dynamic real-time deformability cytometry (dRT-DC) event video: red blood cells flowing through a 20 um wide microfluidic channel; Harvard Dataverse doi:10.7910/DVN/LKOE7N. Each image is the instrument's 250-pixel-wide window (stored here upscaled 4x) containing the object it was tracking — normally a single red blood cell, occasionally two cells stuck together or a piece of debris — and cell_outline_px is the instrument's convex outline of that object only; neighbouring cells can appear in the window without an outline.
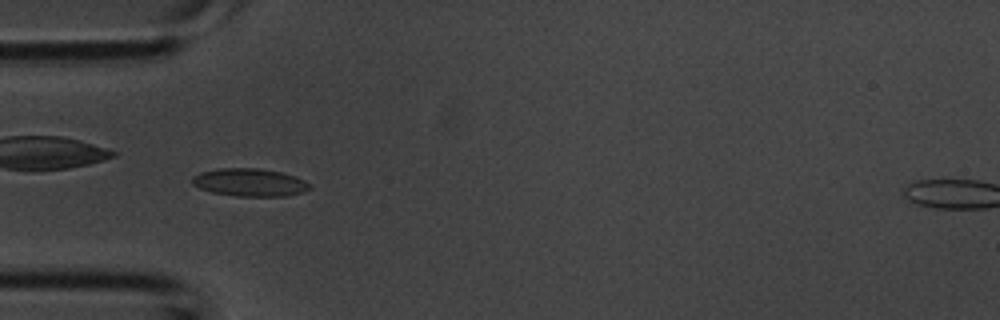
{"species": "common noctule bat (a hibernating species)", "species_latin": "Nyctalus noctula", "temperature_condition": "room temperature", "stored_images_in_passage": 4, "camera_frame_rate_fps": 3000, "um_per_image_px": 0.085, "animal": {"sex": "male", "body_mass_g": 20.1, "forearm_length_mm": 53.5}, "frame": {"image": 1, "passage_image": 4, "time_ms": 1.0, "image_size_px": [1000, 320], "cell_outline_px": [[312, 188], [304, 192], [284, 196], [236, 196], [212, 192], [200, 188], [192, 184], [192, 176], [200, 172], [216, 168], [260, 168], [280, 172], [296, 176], [304, 180]], "centroid_in_image_um": [21.21, 15.5], "position_along_channel_um": 63.8, "area_um2": 19.13}}